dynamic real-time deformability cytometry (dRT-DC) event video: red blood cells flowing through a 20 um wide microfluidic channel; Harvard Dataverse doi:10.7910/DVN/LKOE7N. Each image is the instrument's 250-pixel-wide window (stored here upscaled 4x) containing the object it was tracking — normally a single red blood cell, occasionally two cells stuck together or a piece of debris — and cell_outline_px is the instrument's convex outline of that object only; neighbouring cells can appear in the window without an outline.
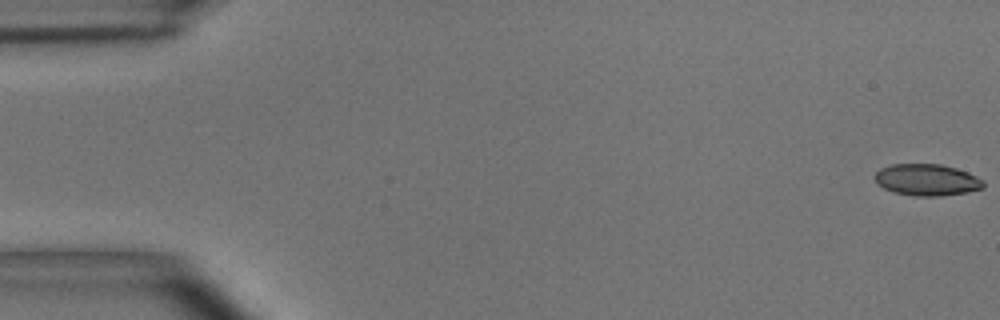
{"species": "common noctule bat (a hibernating species)", "species_latin": "Nyctalus noctula", "temperature_condition": "room temperature", "stored_images_in_passage": 9, "camera_frame_rate_fps": 3000, "um_per_image_px": 0.085, "animal": {"sex": "male", "body_mass_g": 15.6}, "frame": {"image": 1, "passage_image": 1, "time_ms": 0.0, "image_size_px": [1000, 320], "cell_outline_px": [[984, 188], [968, 192], [940, 196], [916, 196], [896, 192], [884, 188], [876, 184], [872, 176], [880, 168], [892, 164], [940, 164], [956, 168], [968, 172], [984, 180]], "centroid_in_image_um": [78.77, 15.28], "position_along_channel_um": 6.2, "area_um2": 20.17}}
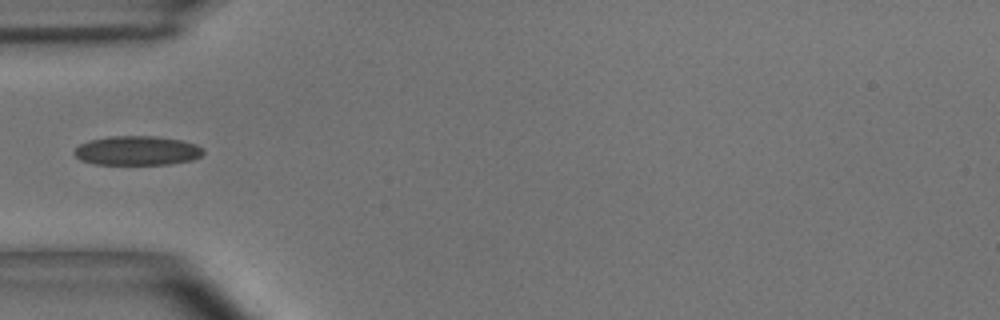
{"frame": {"image": 2, "passage_image": 6, "time_ms": 1.667, "image_size_px": [1000, 320], "cell_outline_px": [[204, 152], [200, 156], [192, 160], [172, 164], [92, 164], [80, 160], [72, 152], [80, 144], [88, 140], [108, 136], [156, 136], [180, 140], [196, 144], [204, 148]], "centroid_in_image_um": [11.64, 12.8], "position_along_channel_um": 73.4, "area_um2": 22.2}}
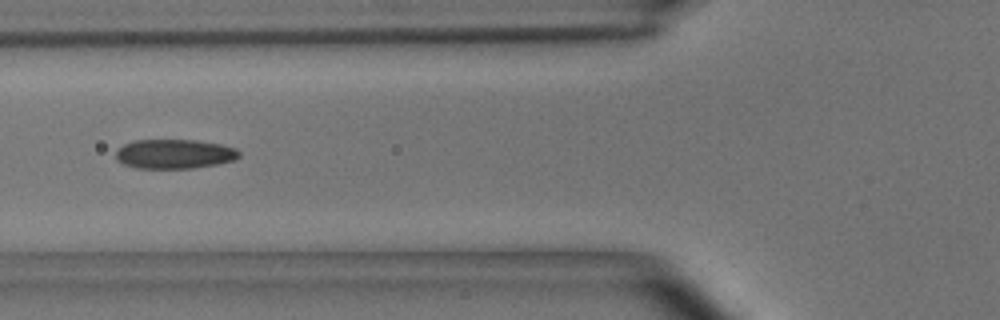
{"frame": {"image": 3, "passage_image": 7, "time_ms": 2.0, "image_size_px": [1000, 320], "cell_outline_px": [[240, 156], [232, 160], [220, 164], [192, 168], [136, 168], [124, 164], [116, 160], [116, 152], [124, 144], [136, 140], [196, 140], [220, 144], [236, 148], [240, 152]], "centroid_in_image_um": [14.84, 13.09], "position_along_channel_um": 111.0, "area_um2": 21.1}}